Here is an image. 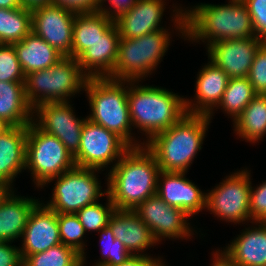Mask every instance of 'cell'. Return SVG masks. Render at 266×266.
Here are the masks:
<instances>
[{
	"instance_id": "cell-1",
	"label": "cell",
	"mask_w": 266,
	"mask_h": 266,
	"mask_svg": "<svg viewBox=\"0 0 266 266\" xmlns=\"http://www.w3.org/2000/svg\"><path fill=\"white\" fill-rule=\"evenodd\" d=\"M173 8L171 22H174V29L192 43L202 41L208 47L224 39L255 37L252 19L243 0H229L221 5L198 3L187 10L175 5Z\"/></svg>"
},
{
	"instance_id": "cell-2",
	"label": "cell",
	"mask_w": 266,
	"mask_h": 266,
	"mask_svg": "<svg viewBox=\"0 0 266 266\" xmlns=\"http://www.w3.org/2000/svg\"><path fill=\"white\" fill-rule=\"evenodd\" d=\"M160 168L144 146L130 147L108 170L107 194L118 210H134L148 197L156 195Z\"/></svg>"
},
{
	"instance_id": "cell-3",
	"label": "cell",
	"mask_w": 266,
	"mask_h": 266,
	"mask_svg": "<svg viewBox=\"0 0 266 266\" xmlns=\"http://www.w3.org/2000/svg\"><path fill=\"white\" fill-rule=\"evenodd\" d=\"M211 122L208 115L186 113L144 146L155 157L160 171L188 172L197 152L202 149Z\"/></svg>"
},
{
	"instance_id": "cell-4",
	"label": "cell",
	"mask_w": 266,
	"mask_h": 266,
	"mask_svg": "<svg viewBox=\"0 0 266 266\" xmlns=\"http://www.w3.org/2000/svg\"><path fill=\"white\" fill-rule=\"evenodd\" d=\"M127 100L133 128L146 136L143 145L186 114L185 97L161 86H141L139 81H128Z\"/></svg>"
},
{
	"instance_id": "cell-5",
	"label": "cell",
	"mask_w": 266,
	"mask_h": 266,
	"mask_svg": "<svg viewBox=\"0 0 266 266\" xmlns=\"http://www.w3.org/2000/svg\"><path fill=\"white\" fill-rule=\"evenodd\" d=\"M84 91L91 109L87 119L115 133L129 147L143 145L131 133L133 126L127 100L128 81L109 77L88 78Z\"/></svg>"
},
{
	"instance_id": "cell-6",
	"label": "cell",
	"mask_w": 266,
	"mask_h": 266,
	"mask_svg": "<svg viewBox=\"0 0 266 266\" xmlns=\"http://www.w3.org/2000/svg\"><path fill=\"white\" fill-rule=\"evenodd\" d=\"M88 76L82 71L77 59L64 56L48 69L25 75V94L30 106L70 102L75 94L84 91Z\"/></svg>"
},
{
	"instance_id": "cell-7",
	"label": "cell",
	"mask_w": 266,
	"mask_h": 266,
	"mask_svg": "<svg viewBox=\"0 0 266 266\" xmlns=\"http://www.w3.org/2000/svg\"><path fill=\"white\" fill-rule=\"evenodd\" d=\"M169 29H161L138 38H120L118 55L109 78L141 81L152 75L167 52L171 40ZM142 79V80H141Z\"/></svg>"
},
{
	"instance_id": "cell-8",
	"label": "cell",
	"mask_w": 266,
	"mask_h": 266,
	"mask_svg": "<svg viewBox=\"0 0 266 266\" xmlns=\"http://www.w3.org/2000/svg\"><path fill=\"white\" fill-rule=\"evenodd\" d=\"M74 156L54 135L41 130L33 121L28 125L26 167L36 188L41 189L55 177L74 168Z\"/></svg>"
},
{
	"instance_id": "cell-9",
	"label": "cell",
	"mask_w": 266,
	"mask_h": 266,
	"mask_svg": "<svg viewBox=\"0 0 266 266\" xmlns=\"http://www.w3.org/2000/svg\"><path fill=\"white\" fill-rule=\"evenodd\" d=\"M100 171L75 166L52 178L48 183L55 181L53 194L45 205L56 213L76 214L81 208L98 202L99 198L107 194L97 178Z\"/></svg>"
},
{
	"instance_id": "cell-10",
	"label": "cell",
	"mask_w": 266,
	"mask_h": 266,
	"mask_svg": "<svg viewBox=\"0 0 266 266\" xmlns=\"http://www.w3.org/2000/svg\"><path fill=\"white\" fill-rule=\"evenodd\" d=\"M250 171L243 168L226 176L212 190H207L205 209L220 220L234 224L252 223L250 190L253 185Z\"/></svg>"
},
{
	"instance_id": "cell-11",
	"label": "cell",
	"mask_w": 266,
	"mask_h": 266,
	"mask_svg": "<svg viewBox=\"0 0 266 266\" xmlns=\"http://www.w3.org/2000/svg\"><path fill=\"white\" fill-rule=\"evenodd\" d=\"M129 148L115 133L86 119L81 132L80 147L74 156L75 165L102 170L112 164L110 167L113 168Z\"/></svg>"
},
{
	"instance_id": "cell-12",
	"label": "cell",
	"mask_w": 266,
	"mask_h": 266,
	"mask_svg": "<svg viewBox=\"0 0 266 266\" xmlns=\"http://www.w3.org/2000/svg\"><path fill=\"white\" fill-rule=\"evenodd\" d=\"M133 211L148 226L158 242L165 238L187 240L197 233L188 222L190 216L182 209L168 205L157 194L148 197Z\"/></svg>"
},
{
	"instance_id": "cell-13",
	"label": "cell",
	"mask_w": 266,
	"mask_h": 266,
	"mask_svg": "<svg viewBox=\"0 0 266 266\" xmlns=\"http://www.w3.org/2000/svg\"><path fill=\"white\" fill-rule=\"evenodd\" d=\"M70 102L44 103L33 110V122L44 132L57 137L75 156L86 118L79 119Z\"/></svg>"
},
{
	"instance_id": "cell-14",
	"label": "cell",
	"mask_w": 266,
	"mask_h": 266,
	"mask_svg": "<svg viewBox=\"0 0 266 266\" xmlns=\"http://www.w3.org/2000/svg\"><path fill=\"white\" fill-rule=\"evenodd\" d=\"M32 12V32L63 56L72 57L73 24L76 12L58 5L36 7Z\"/></svg>"
},
{
	"instance_id": "cell-15",
	"label": "cell",
	"mask_w": 266,
	"mask_h": 266,
	"mask_svg": "<svg viewBox=\"0 0 266 266\" xmlns=\"http://www.w3.org/2000/svg\"><path fill=\"white\" fill-rule=\"evenodd\" d=\"M263 43L256 37L224 39L207 47L208 60L220 67L229 78H245Z\"/></svg>"
},
{
	"instance_id": "cell-16",
	"label": "cell",
	"mask_w": 266,
	"mask_h": 266,
	"mask_svg": "<svg viewBox=\"0 0 266 266\" xmlns=\"http://www.w3.org/2000/svg\"><path fill=\"white\" fill-rule=\"evenodd\" d=\"M187 172L160 171L156 194L168 205L182 209L188 216L206 210V193L186 178Z\"/></svg>"
},
{
	"instance_id": "cell-17",
	"label": "cell",
	"mask_w": 266,
	"mask_h": 266,
	"mask_svg": "<svg viewBox=\"0 0 266 266\" xmlns=\"http://www.w3.org/2000/svg\"><path fill=\"white\" fill-rule=\"evenodd\" d=\"M21 239L23 260L60 244L57 213L40 201L31 211Z\"/></svg>"
},
{
	"instance_id": "cell-18",
	"label": "cell",
	"mask_w": 266,
	"mask_h": 266,
	"mask_svg": "<svg viewBox=\"0 0 266 266\" xmlns=\"http://www.w3.org/2000/svg\"><path fill=\"white\" fill-rule=\"evenodd\" d=\"M196 79L195 98H185L186 113L205 114L212 119L214 108L220 103L230 78L220 67L208 61L204 67L202 65Z\"/></svg>"
},
{
	"instance_id": "cell-19",
	"label": "cell",
	"mask_w": 266,
	"mask_h": 266,
	"mask_svg": "<svg viewBox=\"0 0 266 266\" xmlns=\"http://www.w3.org/2000/svg\"><path fill=\"white\" fill-rule=\"evenodd\" d=\"M165 0H138L134 7L115 19L121 38H138L166 29L161 26Z\"/></svg>"
},
{
	"instance_id": "cell-20",
	"label": "cell",
	"mask_w": 266,
	"mask_h": 266,
	"mask_svg": "<svg viewBox=\"0 0 266 266\" xmlns=\"http://www.w3.org/2000/svg\"><path fill=\"white\" fill-rule=\"evenodd\" d=\"M108 226L115 239L120 240L132 255L151 256L147 252L144 254V251L159 244L152 231L133 210L116 209Z\"/></svg>"
},
{
	"instance_id": "cell-21",
	"label": "cell",
	"mask_w": 266,
	"mask_h": 266,
	"mask_svg": "<svg viewBox=\"0 0 266 266\" xmlns=\"http://www.w3.org/2000/svg\"><path fill=\"white\" fill-rule=\"evenodd\" d=\"M28 126H10L0 134V184L13 190V182L26 167Z\"/></svg>"
},
{
	"instance_id": "cell-22",
	"label": "cell",
	"mask_w": 266,
	"mask_h": 266,
	"mask_svg": "<svg viewBox=\"0 0 266 266\" xmlns=\"http://www.w3.org/2000/svg\"><path fill=\"white\" fill-rule=\"evenodd\" d=\"M120 34L114 23L78 59L82 71L89 77H109L114 70L118 55Z\"/></svg>"
},
{
	"instance_id": "cell-23",
	"label": "cell",
	"mask_w": 266,
	"mask_h": 266,
	"mask_svg": "<svg viewBox=\"0 0 266 266\" xmlns=\"http://www.w3.org/2000/svg\"><path fill=\"white\" fill-rule=\"evenodd\" d=\"M252 224L223 249L238 266H266V222Z\"/></svg>"
},
{
	"instance_id": "cell-24",
	"label": "cell",
	"mask_w": 266,
	"mask_h": 266,
	"mask_svg": "<svg viewBox=\"0 0 266 266\" xmlns=\"http://www.w3.org/2000/svg\"><path fill=\"white\" fill-rule=\"evenodd\" d=\"M14 192L10 190L0 201V242L21 239L31 211L40 202Z\"/></svg>"
},
{
	"instance_id": "cell-25",
	"label": "cell",
	"mask_w": 266,
	"mask_h": 266,
	"mask_svg": "<svg viewBox=\"0 0 266 266\" xmlns=\"http://www.w3.org/2000/svg\"><path fill=\"white\" fill-rule=\"evenodd\" d=\"M12 45L25 75L48 69L64 57L32 31L22 41Z\"/></svg>"
},
{
	"instance_id": "cell-26",
	"label": "cell",
	"mask_w": 266,
	"mask_h": 266,
	"mask_svg": "<svg viewBox=\"0 0 266 266\" xmlns=\"http://www.w3.org/2000/svg\"><path fill=\"white\" fill-rule=\"evenodd\" d=\"M33 110L24 82H0V119L9 126H28L33 121Z\"/></svg>"
},
{
	"instance_id": "cell-27",
	"label": "cell",
	"mask_w": 266,
	"mask_h": 266,
	"mask_svg": "<svg viewBox=\"0 0 266 266\" xmlns=\"http://www.w3.org/2000/svg\"><path fill=\"white\" fill-rule=\"evenodd\" d=\"M115 23L103 13L82 12L75 14L73 24L72 57L78 59Z\"/></svg>"
},
{
	"instance_id": "cell-28",
	"label": "cell",
	"mask_w": 266,
	"mask_h": 266,
	"mask_svg": "<svg viewBox=\"0 0 266 266\" xmlns=\"http://www.w3.org/2000/svg\"><path fill=\"white\" fill-rule=\"evenodd\" d=\"M235 135L258 143L266 135V95H256L233 123Z\"/></svg>"
},
{
	"instance_id": "cell-29",
	"label": "cell",
	"mask_w": 266,
	"mask_h": 266,
	"mask_svg": "<svg viewBox=\"0 0 266 266\" xmlns=\"http://www.w3.org/2000/svg\"><path fill=\"white\" fill-rule=\"evenodd\" d=\"M32 31V12L23 7L0 8V44L22 41Z\"/></svg>"
},
{
	"instance_id": "cell-30",
	"label": "cell",
	"mask_w": 266,
	"mask_h": 266,
	"mask_svg": "<svg viewBox=\"0 0 266 266\" xmlns=\"http://www.w3.org/2000/svg\"><path fill=\"white\" fill-rule=\"evenodd\" d=\"M255 96L252 84L247 77L230 78L222 99L215 109H221L234 122Z\"/></svg>"
},
{
	"instance_id": "cell-31",
	"label": "cell",
	"mask_w": 266,
	"mask_h": 266,
	"mask_svg": "<svg viewBox=\"0 0 266 266\" xmlns=\"http://www.w3.org/2000/svg\"><path fill=\"white\" fill-rule=\"evenodd\" d=\"M82 256L73 248L60 243L46 251L28 255L23 266H80Z\"/></svg>"
},
{
	"instance_id": "cell-32",
	"label": "cell",
	"mask_w": 266,
	"mask_h": 266,
	"mask_svg": "<svg viewBox=\"0 0 266 266\" xmlns=\"http://www.w3.org/2000/svg\"><path fill=\"white\" fill-rule=\"evenodd\" d=\"M59 226V235L61 243L73 248L82 256V263H86L85 242L83 240L86 234L79 217L75 213H57Z\"/></svg>"
},
{
	"instance_id": "cell-33",
	"label": "cell",
	"mask_w": 266,
	"mask_h": 266,
	"mask_svg": "<svg viewBox=\"0 0 266 266\" xmlns=\"http://www.w3.org/2000/svg\"><path fill=\"white\" fill-rule=\"evenodd\" d=\"M101 259L93 266H115L125 262L132 254L125 248L124 244L115 239L109 226L100 229Z\"/></svg>"
},
{
	"instance_id": "cell-34",
	"label": "cell",
	"mask_w": 266,
	"mask_h": 266,
	"mask_svg": "<svg viewBox=\"0 0 266 266\" xmlns=\"http://www.w3.org/2000/svg\"><path fill=\"white\" fill-rule=\"evenodd\" d=\"M105 205L96 202L81 208L76 215L79 217L85 232H98L100 229L108 226L109 220L116 210L108 194Z\"/></svg>"
},
{
	"instance_id": "cell-35",
	"label": "cell",
	"mask_w": 266,
	"mask_h": 266,
	"mask_svg": "<svg viewBox=\"0 0 266 266\" xmlns=\"http://www.w3.org/2000/svg\"><path fill=\"white\" fill-rule=\"evenodd\" d=\"M0 82H25L13 45L0 44Z\"/></svg>"
},
{
	"instance_id": "cell-36",
	"label": "cell",
	"mask_w": 266,
	"mask_h": 266,
	"mask_svg": "<svg viewBox=\"0 0 266 266\" xmlns=\"http://www.w3.org/2000/svg\"><path fill=\"white\" fill-rule=\"evenodd\" d=\"M247 78L256 95H266V42L256 52Z\"/></svg>"
},
{
	"instance_id": "cell-37",
	"label": "cell",
	"mask_w": 266,
	"mask_h": 266,
	"mask_svg": "<svg viewBox=\"0 0 266 266\" xmlns=\"http://www.w3.org/2000/svg\"><path fill=\"white\" fill-rule=\"evenodd\" d=\"M252 19L253 32L257 39L266 42V0H243Z\"/></svg>"
},
{
	"instance_id": "cell-38",
	"label": "cell",
	"mask_w": 266,
	"mask_h": 266,
	"mask_svg": "<svg viewBox=\"0 0 266 266\" xmlns=\"http://www.w3.org/2000/svg\"><path fill=\"white\" fill-rule=\"evenodd\" d=\"M250 216L252 222H266V180L250 190Z\"/></svg>"
},
{
	"instance_id": "cell-39",
	"label": "cell",
	"mask_w": 266,
	"mask_h": 266,
	"mask_svg": "<svg viewBox=\"0 0 266 266\" xmlns=\"http://www.w3.org/2000/svg\"><path fill=\"white\" fill-rule=\"evenodd\" d=\"M111 7H106V0L100 1L99 12L103 13L108 18L117 19L121 14L131 10L138 0H107ZM104 6V7H103ZM113 7V8H112Z\"/></svg>"
},
{
	"instance_id": "cell-40",
	"label": "cell",
	"mask_w": 266,
	"mask_h": 266,
	"mask_svg": "<svg viewBox=\"0 0 266 266\" xmlns=\"http://www.w3.org/2000/svg\"><path fill=\"white\" fill-rule=\"evenodd\" d=\"M101 0H51V4L62 6L76 13L96 12Z\"/></svg>"
},
{
	"instance_id": "cell-41",
	"label": "cell",
	"mask_w": 266,
	"mask_h": 266,
	"mask_svg": "<svg viewBox=\"0 0 266 266\" xmlns=\"http://www.w3.org/2000/svg\"><path fill=\"white\" fill-rule=\"evenodd\" d=\"M0 266H23L20 248L12 242H0Z\"/></svg>"
},
{
	"instance_id": "cell-42",
	"label": "cell",
	"mask_w": 266,
	"mask_h": 266,
	"mask_svg": "<svg viewBox=\"0 0 266 266\" xmlns=\"http://www.w3.org/2000/svg\"><path fill=\"white\" fill-rule=\"evenodd\" d=\"M162 257H151L147 255H131L125 262L115 266H167Z\"/></svg>"
},
{
	"instance_id": "cell-43",
	"label": "cell",
	"mask_w": 266,
	"mask_h": 266,
	"mask_svg": "<svg viewBox=\"0 0 266 266\" xmlns=\"http://www.w3.org/2000/svg\"><path fill=\"white\" fill-rule=\"evenodd\" d=\"M213 255V263L210 266H238L225 251L217 249L211 254Z\"/></svg>"
},
{
	"instance_id": "cell-44",
	"label": "cell",
	"mask_w": 266,
	"mask_h": 266,
	"mask_svg": "<svg viewBox=\"0 0 266 266\" xmlns=\"http://www.w3.org/2000/svg\"><path fill=\"white\" fill-rule=\"evenodd\" d=\"M22 7L26 9H34L51 4V0H21Z\"/></svg>"
},
{
	"instance_id": "cell-45",
	"label": "cell",
	"mask_w": 266,
	"mask_h": 266,
	"mask_svg": "<svg viewBox=\"0 0 266 266\" xmlns=\"http://www.w3.org/2000/svg\"><path fill=\"white\" fill-rule=\"evenodd\" d=\"M22 7L21 0H0V8L12 9Z\"/></svg>"
},
{
	"instance_id": "cell-46",
	"label": "cell",
	"mask_w": 266,
	"mask_h": 266,
	"mask_svg": "<svg viewBox=\"0 0 266 266\" xmlns=\"http://www.w3.org/2000/svg\"><path fill=\"white\" fill-rule=\"evenodd\" d=\"M10 126L0 119V134H2L5 130H7Z\"/></svg>"
},
{
	"instance_id": "cell-47",
	"label": "cell",
	"mask_w": 266,
	"mask_h": 266,
	"mask_svg": "<svg viewBox=\"0 0 266 266\" xmlns=\"http://www.w3.org/2000/svg\"><path fill=\"white\" fill-rule=\"evenodd\" d=\"M10 191L8 187L3 186L0 184V194H7Z\"/></svg>"
},
{
	"instance_id": "cell-48",
	"label": "cell",
	"mask_w": 266,
	"mask_h": 266,
	"mask_svg": "<svg viewBox=\"0 0 266 266\" xmlns=\"http://www.w3.org/2000/svg\"><path fill=\"white\" fill-rule=\"evenodd\" d=\"M6 194H0V201L3 199V197L5 196Z\"/></svg>"
}]
</instances>
